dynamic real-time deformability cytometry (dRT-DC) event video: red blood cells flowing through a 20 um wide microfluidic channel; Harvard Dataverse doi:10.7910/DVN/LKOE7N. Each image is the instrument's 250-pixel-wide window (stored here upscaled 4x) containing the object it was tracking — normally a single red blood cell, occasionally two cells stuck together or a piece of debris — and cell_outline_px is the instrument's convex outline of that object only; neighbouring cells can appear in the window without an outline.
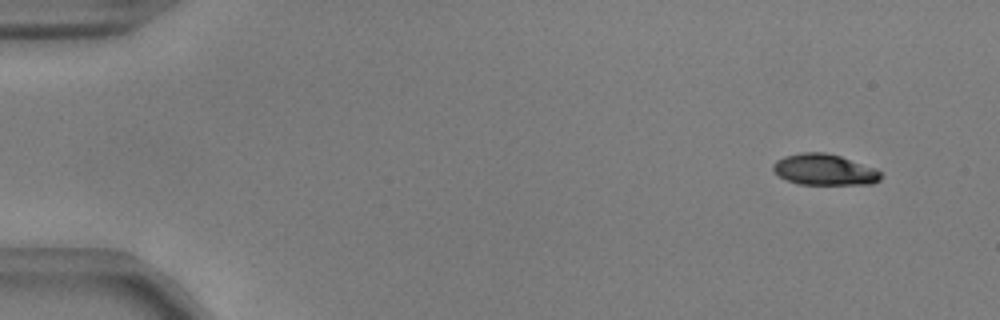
{"species": "common noctule bat (a hibernating species)", "species_latin": "Nyctalus noctula", "temperature_condition": "warm", "stored_images_in_passage": 51, "camera_frame_rate_fps": 3000, "um_per_image_px": 0.085, "animal": {"sex": "male", "body_mass_g": 17.9, "forearm_length_mm": 54.2}, "frame": {"image": 1, "passage_image": 1, "time_ms": 0.0, "image_size_px": [1000, 320], "cell_outline_px": [[880, 180], [872, 184], [800, 184], [788, 180], [780, 176], [772, 168], [772, 164], [776, 160], [784, 156], [800, 152], [824, 152], [840, 156], [876, 168], [880, 172]], "centroid_in_image_um": [70.07, 14.41], "position_along_channel_um": 14.9, "area_um2": 19.42}}
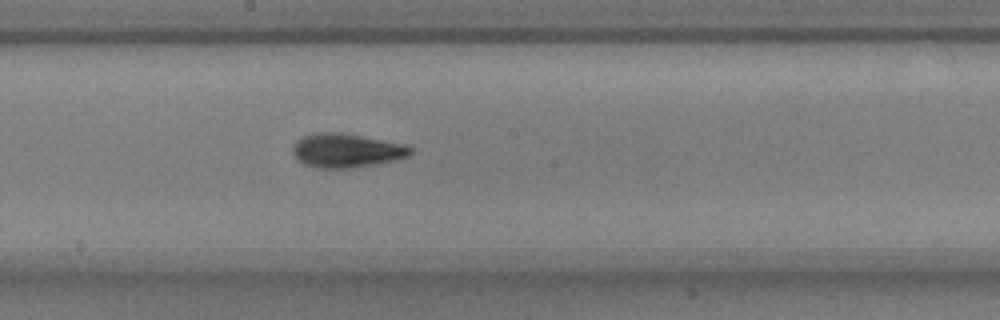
{"frame": {"image": 2, "passage_image": 27, "time_ms": 8.667, "image_size_px": [1000, 320], "cell_outline_px": [[412, 152], [408, 156], [376, 164], [356, 168], [320, 168], [304, 164], [296, 160], [292, 152], [292, 144], [296, 140], [304, 136], [316, 132], [340, 132], [404, 144], [412, 148]], "centroid_in_image_um": [29.38, 12.79], "position_along_channel_um": 218.8, "area_um2": 23.35}}
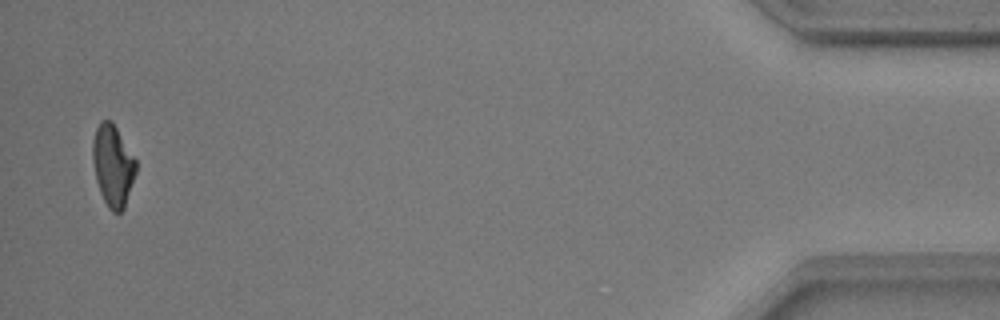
{"frame": {"image": 3, "passage_image": 50, "time_ms": 16.333, "image_size_px": [1000, 320], "cell_outline_px": [[136, 172], [124, 208], [120, 212], [112, 212], [108, 208], [100, 192], [96, 180], [92, 160], [92, 140], [96, 128], [100, 120], [112, 120], [136, 160]], "centroid_in_image_um": [9.57, 14.05], "position_along_channel_um": 425.6, "area_um2": 20.58}, "authors_computed_cell_mechanics": {"area_um2": 21.2126, "velocity_mm_per_s": 3.7394, "shape_relaxation_time_tau1_ms": 2.7555, "shape_relaxation_time_tau2_ms": 2.5505, "deformation_change_tau1": 0.1704, "deformation_change_tau2": 0.1026}}